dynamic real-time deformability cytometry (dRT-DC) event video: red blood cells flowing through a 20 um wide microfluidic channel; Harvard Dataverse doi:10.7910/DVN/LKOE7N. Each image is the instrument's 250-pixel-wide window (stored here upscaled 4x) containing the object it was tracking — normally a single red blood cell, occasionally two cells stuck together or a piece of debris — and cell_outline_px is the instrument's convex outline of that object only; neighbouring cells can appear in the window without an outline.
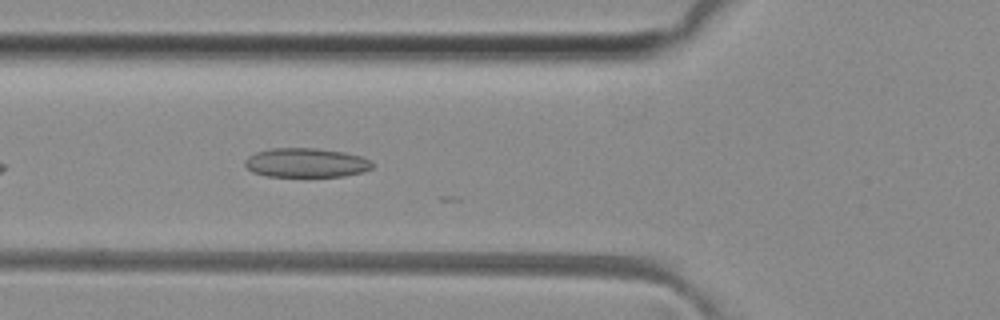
{"species": "common noctule bat (a hibernating species)", "species_latin": "Nyctalus noctula", "temperature_condition": "room temperature", "stored_images_in_passage": 8, "camera_frame_rate_fps": 3000, "um_per_image_px": 0.085, "animal": {"sex": "female", "body_mass_g": 29.2, "forearm_length_mm": 56.3}, "frame": {"image": 1, "passage_image": 6, "time_ms": 1.667, "image_size_px": [1000, 320], "cell_outline_px": [[372, 168], [364, 172], [344, 176], [264, 176], [252, 172], [244, 164], [244, 160], [248, 156], [256, 152], [272, 148], [316, 148], [344, 152], [360, 156], [368, 160], [372, 164]], "centroid_in_image_um": [25.99, 13.83], "position_along_channel_um": 99.8, "area_um2": 21.68}}